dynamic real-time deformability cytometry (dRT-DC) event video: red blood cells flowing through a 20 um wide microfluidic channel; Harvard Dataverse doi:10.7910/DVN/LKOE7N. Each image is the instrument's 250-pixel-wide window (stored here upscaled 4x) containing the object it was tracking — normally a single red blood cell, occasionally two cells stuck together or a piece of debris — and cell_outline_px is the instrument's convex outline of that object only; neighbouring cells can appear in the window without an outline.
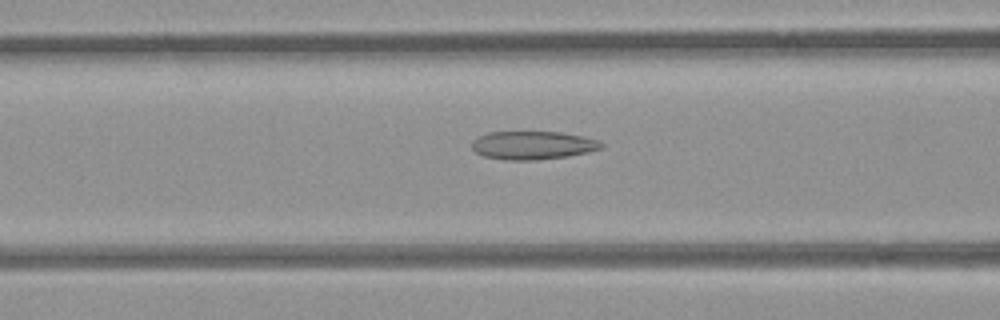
{"species": "common noctule bat (a hibernating species)", "species_latin": "Nyctalus noctula", "temperature_condition": "room temperature", "stored_images_in_passage": 52, "camera_frame_rate_fps": 3000, "um_per_image_px": 0.085, "animal": {"sex": "female", "body_mass_g": 21.9}, "frame": {"image": 1, "passage_image": 21, "time_ms": 6.667, "image_size_px": [1000, 320], "cell_outline_px": [[604, 144], [600, 148], [588, 152], [568, 156], [536, 160], [504, 160], [484, 156], [476, 152], [472, 148], [472, 140], [476, 136], [488, 132], [560, 132], [584, 136], [596, 140]], "centroid_in_image_um": [45.24, 12.34], "position_along_channel_um": 121.4, "area_um2": 21.39}}
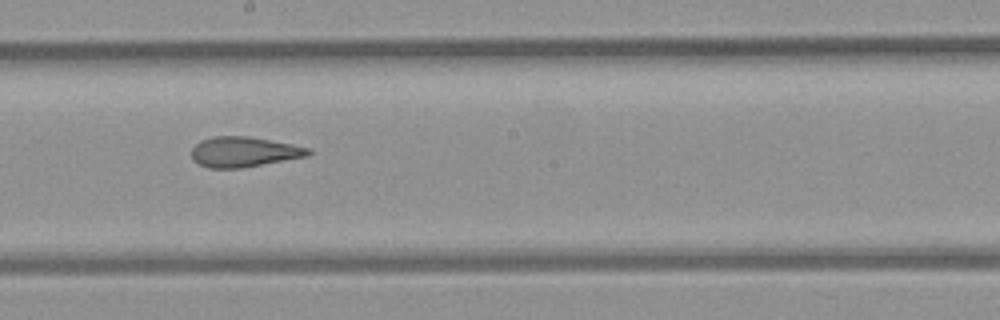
{"frame": {"image": 2, "passage_image": 29, "time_ms": 9.333, "image_size_px": [1000, 320], "cell_outline_px": [[312, 152], [308, 156], [240, 168], [208, 168], [192, 160], [192, 148], [200, 140], [212, 136], [248, 136], [292, 144], [312, 148]], "centroid_in_image_um": [20.73, 12.9], "position_along_channel_um": 227.5, "area_um2": 20.58}}
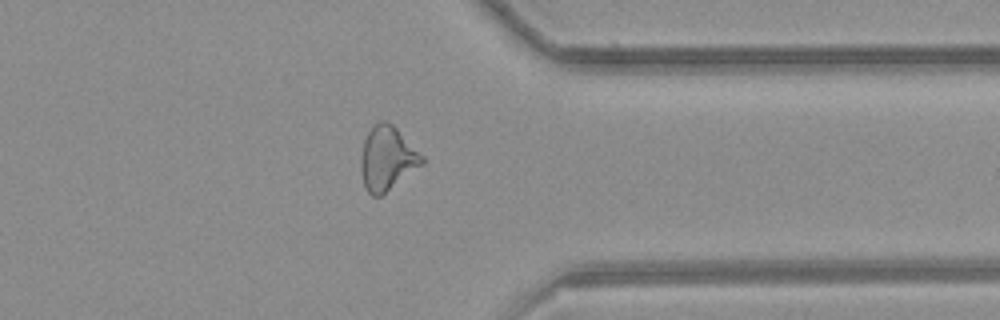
{"frame": {"image": 3, "passage_image": 41, "time_ms": 13.333, "image_size_px": [1000, 320], "cell_outline_px": [[424, 164], [380, 196], [372, 196], [364, 188], [360, 168], [360, 156], [364, 140], [368, 132], [380, 120], [388, 120], [424, 156]], "centroid_in_image_um": [32.9, 13.47], "position_along_channel_um": 378.5, "area_um2": 22.83}, "authors_computed_cell_mechanics": {"area_um2": 22.9177, "velocity_mm_per_s": 3.9674, "shape_relaxation_time_tau1_ms": null, "shape_relaxation_time_tau2_ms": 2.4758, "deformation_change_tau1": null, "deformation_change_tau2": 0.1184}}